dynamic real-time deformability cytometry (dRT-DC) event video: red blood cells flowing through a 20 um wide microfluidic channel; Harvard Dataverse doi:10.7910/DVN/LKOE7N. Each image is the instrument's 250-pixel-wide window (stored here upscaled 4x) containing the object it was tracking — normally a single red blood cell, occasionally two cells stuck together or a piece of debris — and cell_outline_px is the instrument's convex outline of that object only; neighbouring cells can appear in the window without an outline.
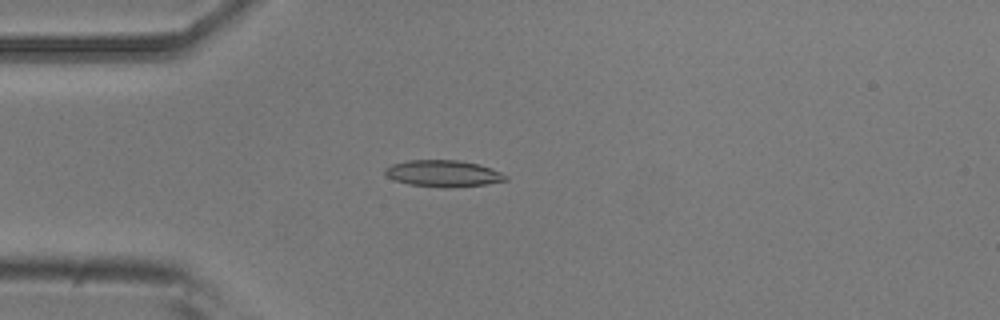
{"species": "common noctule bat (a hibernating species)", "species_latin": "Nyctalus noctula", "temperature_condition": "room temperature", "stored_images_in_passage": 1, "camera_frame_rate_fps": 3000, "um_per_image_px": 0.085, "animal": {"sex": "male", "body_mass_g": 20.5, "forearm_length_mm": 52.5}, "frame": {"image": 1, "passage_image": 1, "time_ms": 0.0, "image_size_px": [1000, 320], "cell_outline_px": [[508, 180], [484, 184], [452, 188], [444, 188], [408, 184], [396, 180], [388, 176], [384, 172], [384, 168], [392, 164], [408, 160], [456, 160], [480, 164], [492, 168], [508, 176]], "centroid_in_image_um": [37.69, 14.75], "position_along_channel_um": 47.3, "area_um2": 18.73}}